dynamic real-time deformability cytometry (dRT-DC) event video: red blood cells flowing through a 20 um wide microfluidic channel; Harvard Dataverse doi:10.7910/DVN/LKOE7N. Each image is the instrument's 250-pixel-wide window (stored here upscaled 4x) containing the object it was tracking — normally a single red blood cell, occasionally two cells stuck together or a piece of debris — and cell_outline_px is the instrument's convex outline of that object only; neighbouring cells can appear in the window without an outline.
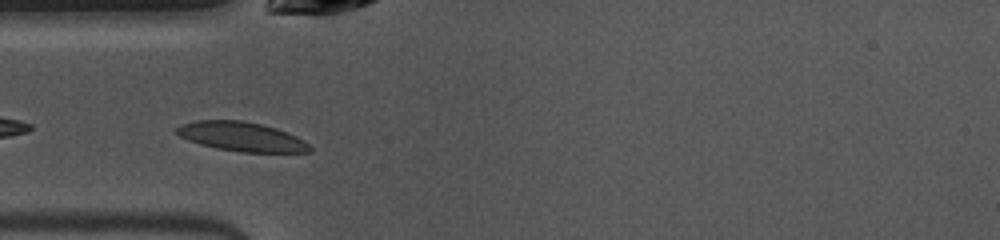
{"species": "common noctule bat (a hibernating species)", "species_latin": "Nyctalus noctula", "temperature_condition": "warm", "stored_images_in_passage": 21, "camera_frame_rate_fps": 3000, "um_per_image_px": 0.085, "animal": {"sex": "female", "body_mass_g": 10.0, "forearm_length_mm": 53.1}, "frame": {"image": 1, "passage_image": 4, "time_ms": 1.0, "image_size_px": [1000, 240], "cell_outline_px": [[312, 152], [240, 152], [216, 148], [200, 144], [188, 140], [180, 136], [176, 132], [176, 128], [180, 124], [196, 120], [240, 120], [260, 124], [276, 128], [296, 136], [308, 144], [312, 148]], "centroid_in_image_um": [20.51, 11.61], "position_along_channel_um": 64.5, "area_um2": 22.6}}
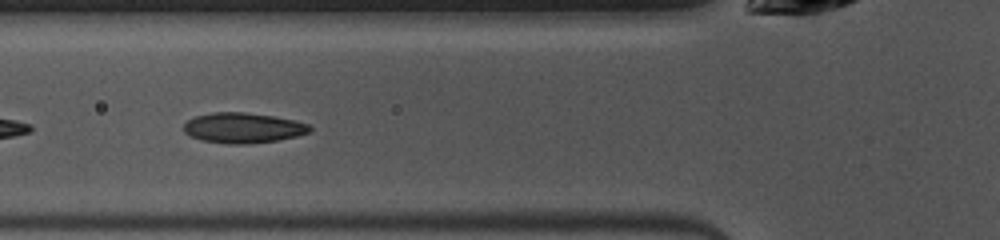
{"frame": {"image": 2, "passage_image": 7, "time_ms": 2.0, "image_size_px": [1000, 240], "cell_outline_px": [[312, 128], [308, 132], [296, 136], [276, 140], [244, 144], [232, 144], [200, 140], [184, 132], [184, 124], [188, 120], [196, 116], [212, 112], [244, 112], [272, 116], [296, 120], [308, 124]], "centroid_in_image_um": [20.65, 10.86], "position_along_channel_um": 105.2, "area_um2": 22.02}}
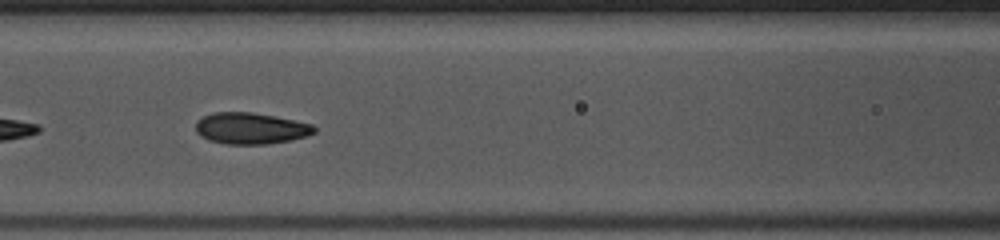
{"frame": {"image": 3, "passage_image": 10, "time_ms": 3.0, "image_size_px": [1000, 240], "cell_outline_px": [[316, 132], [308, 136], [268, 144], [224, 144], [208, 140], [200, 136], [196, 132], [196, 120], [212, 112], [252, 112], [276, 116], [312, 124], [316, 128]], "centroid_in_image_um": [21.29, 10.9], "position_along_channel_um": 145.3, "area_um2": 21.85}}